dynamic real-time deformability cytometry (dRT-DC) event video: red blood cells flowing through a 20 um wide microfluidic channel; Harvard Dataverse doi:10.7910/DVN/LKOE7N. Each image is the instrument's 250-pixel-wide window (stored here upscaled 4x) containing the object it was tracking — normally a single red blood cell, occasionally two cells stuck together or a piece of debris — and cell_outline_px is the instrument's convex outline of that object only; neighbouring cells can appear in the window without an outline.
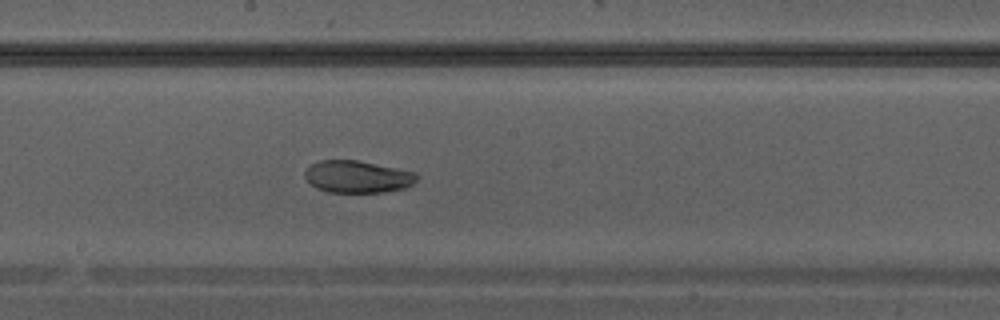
{"species": "Egyptian fruit bat (a non-hibernating species)", "species_latin": "Rousettus aegyptiacus", "temperature_condition": "warm", "stored_images_in_passage": 32, "camera_frame_rate_fps": 3000, "um_per_image_px": 0.085, "animal": {"sex": "male"}, "frame": {"image": 1, "passage_image": 19, "time_ms": 6.0, "image_size_px": [1000, 320], "cell_outline_px": [[420, 176], [412, 184], [404, 188], [384, 192], [328, 192], [316, 188], [304, 176], [304, 172], [312, 164], [320, 160], [356, 160], [416, 172]], "centroid_in_image_um": [30.4, 15.02], "position_along_channel_um": 217.8, "area_um2": 20.87}}